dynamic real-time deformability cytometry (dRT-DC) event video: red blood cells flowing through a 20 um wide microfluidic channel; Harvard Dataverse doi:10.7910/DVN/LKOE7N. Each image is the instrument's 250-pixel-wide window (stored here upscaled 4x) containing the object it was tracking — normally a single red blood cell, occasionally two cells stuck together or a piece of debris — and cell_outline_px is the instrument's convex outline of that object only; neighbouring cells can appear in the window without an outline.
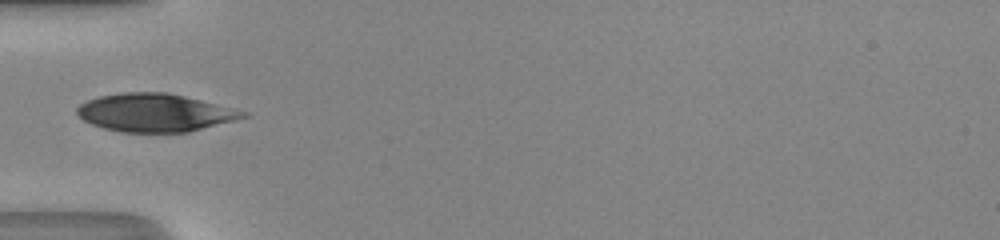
{"species": "human", "species_latin": "Homo sapiens", "temperature_condition": "room temperature", "stored_images_in_passage": 32, "camera_frame_rate_fps": 3000, "um_per_image_px": 0.085, "donor": {"sex": "male"}, "frame": {"image": 1, "passage_image": 1, "time_ms": 0.0, "image_size_px": [1000, 240], "cell_outline_px": [[252, 116], [188, 132], [120, 132], [104, 128], [92, 124], [84, 120], [76, 112], [76, 108], [80, 104], [88, 100], [100, 96], [124, 92], [168, 92], [248, 112]], "centroid_in_image_um": [13.18, 9.58], "position_along_channel_um": 71.8, "area_um2": 36.65}}
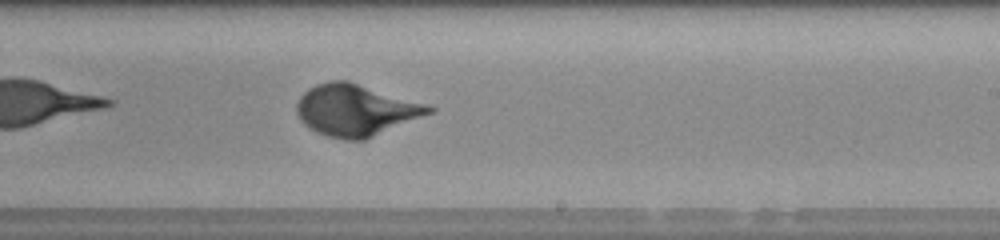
{"frame": {"image": 2, "passage_image": 14, "time_ms": 4.333, "image_size_px": [1000, 240], "cell_outline_px": [[436, 108], [432, 112], [364, 140], [344, 140], [328, 136], [316, 132], [308, 128], [300, 120], [296, 112], [296, 104], [300, 96], [308, 88], [316, 84], [328, 80], [348, 80]], "centroid_in_image_um": [30.15, 9.36], "position_along_channel_um": 258.8, "area_um2": 39.3}}
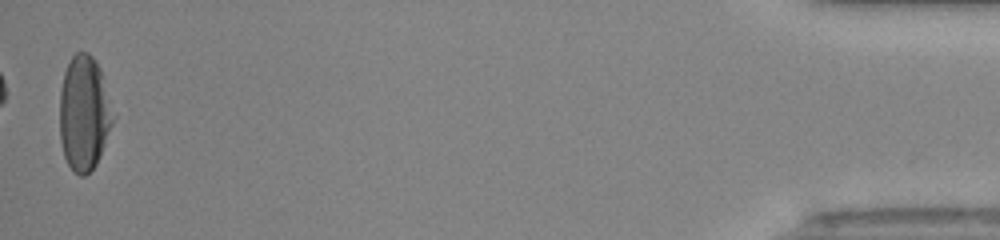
{"frame": {"image": 3, "passage_image": 32, "time_ms": 10.333, "image_size_px": [1000, 240], "cell_outline_px": [[116, 116], [100, 156], [96, 164], [84, 176], [80, 176], [68, 164], [64, 156], [60, 140], [60, 92], [64, 72], [72, 56], [76, 52], [88, 52], [92, 56], [100, 68]], "centroid_in_image_um": [7.17, 9.61], "position_along_channel_um": 428.0, "area_um2": 35.89}, "authors_computed_cell_mechanics": {"area_um2": 37.1943, "velocity_mm_per_s": 4.3147, "shape_relaxation_time_tau1_ms": 3.3109, "shape_relaxation_time_tau2_ms": null, "deformation_change_tau1": 0.1807, "deformation_change_tau2": null}}